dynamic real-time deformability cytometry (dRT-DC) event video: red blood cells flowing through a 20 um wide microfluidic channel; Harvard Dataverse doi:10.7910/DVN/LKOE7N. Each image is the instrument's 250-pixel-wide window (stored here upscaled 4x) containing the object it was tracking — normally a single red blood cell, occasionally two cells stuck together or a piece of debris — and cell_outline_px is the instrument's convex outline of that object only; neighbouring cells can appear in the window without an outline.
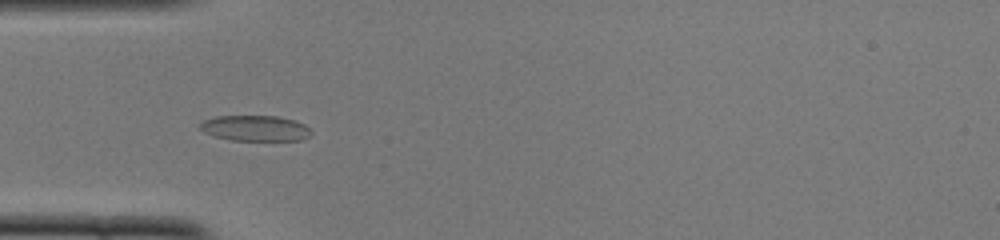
{"species": "common noctule bat (a hibernating species)", "species_latin": "Nyctalus noctula", "temperature_condition": "cold", "stored_images_in_passage": 41, "camera_frame_rate_fps": 3000, "um_per_image_px": 0.085, "animal": {"sex": "female", "body_mass_g": 22.0, "forearm_length_mm": 56.7}, "frame": {"image": 1, "passage_image": 9, "time_ms": 2.667, "image_size_px": [1000, 240], "cell_outline_px": [[312, 132], [308, 136], [300, 140], [232, 140], [212, 136], [204, 132], [200, 128], [200, 124], [204, 120], [216, 116], [276, 116], [296, 120], [304, 124]], "centroid_in_image_um": [21.68, 10.89], "position_along_channel_um": 63.3, "area_um2": 16.53}}
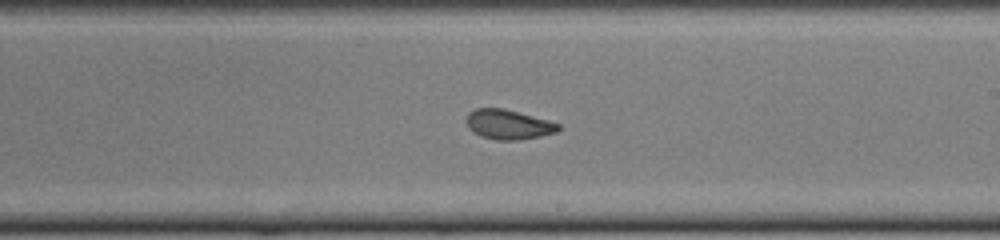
{"frame": {"image": 2, "passage_image": 23, "time_ms": 7.333, "image_size_px": [1000, 240], "cell_outline_px": [[560, 128], [556, 132], [540, 136], [520, 140], [496, 140], [480, 136], [468, 128], [464, 120], [468, 112], [476, 108], [504, 108], [548, 120], [560, 124]], "centroid_in_image_um": [43.17, 10.58], "position_along_channel_um": 245.8, "area_um2": 16.07}}
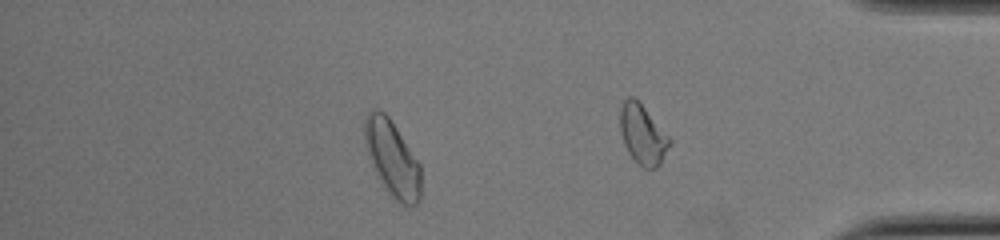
{"frame": {"image": 3, "passage_image": 34, "time_ms": 11.0, "image_size_px": [1000, 240], "cell_outline_px": [[420, 200], [416, 204], [408, 208], [396, 204], [388, 196], [376, 176], [372, 168], [364, 144], [364, 120], [368, 112], [372, 108], [376, 108], [384, 112], [388, 116], [420, 164]], "centroid_in_image_um": [33.31, 13.55], "position_along_channel_um": 401.9, "area_um2": 25.61}, "authors_computed_cell_mechanics": {"area_um2": 16.5886, "velocity_mm_per_s": 3.9305, "shape_relaxation_time_tau1_ms": 7.2581, "shape_relaxation_time_tau2_ms": 1.6266, "deformation_change_tau1": 0.1949, "deformation_change_tau2": 0.0594}}